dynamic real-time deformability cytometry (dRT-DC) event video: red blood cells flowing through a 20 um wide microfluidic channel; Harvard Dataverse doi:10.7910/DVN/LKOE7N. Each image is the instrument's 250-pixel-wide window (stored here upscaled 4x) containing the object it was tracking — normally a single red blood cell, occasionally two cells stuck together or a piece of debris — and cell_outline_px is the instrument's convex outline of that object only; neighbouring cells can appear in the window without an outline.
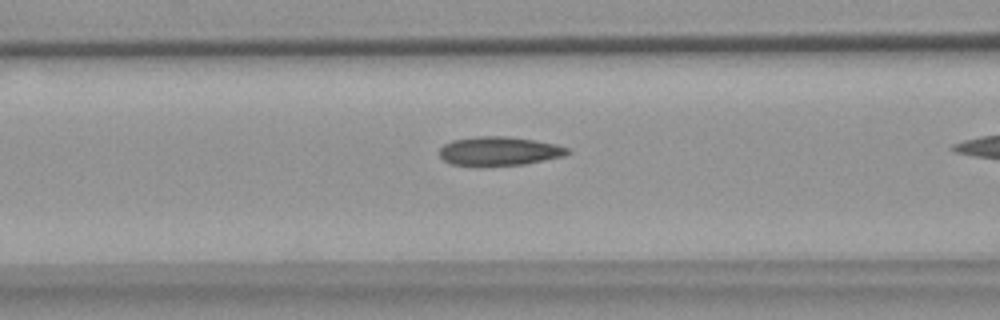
{"species": "common noctule bat (a hibernating species)", "species_latin": "Nyctalus noctula", "temperature_condition": "warm", "stored_images_in_passage": 5, "camera_frame_rate_fps": 3000, "um_per_image_px": 0.085, "animal": {"sex": "female", "body_mass_g": 18.4}, "frame": {"image": 1, "passage_image": 4, "time_ms": 4.667, "image_size_px": [1000, 320], "cell_outline_px": [[572, 152], [564, 156], [524, 164], [476, 168], [452, 164], [444, 160], [440, 156], [440, 148], [444, 144], [452, 140], [476, 136], [508, 136], [536, 140], [556, 144], [568, 148]], "centroid_in_image_um": [42.41, 12.87], "position_along_channel_um": 124.2, "area_um2": 22.2}}